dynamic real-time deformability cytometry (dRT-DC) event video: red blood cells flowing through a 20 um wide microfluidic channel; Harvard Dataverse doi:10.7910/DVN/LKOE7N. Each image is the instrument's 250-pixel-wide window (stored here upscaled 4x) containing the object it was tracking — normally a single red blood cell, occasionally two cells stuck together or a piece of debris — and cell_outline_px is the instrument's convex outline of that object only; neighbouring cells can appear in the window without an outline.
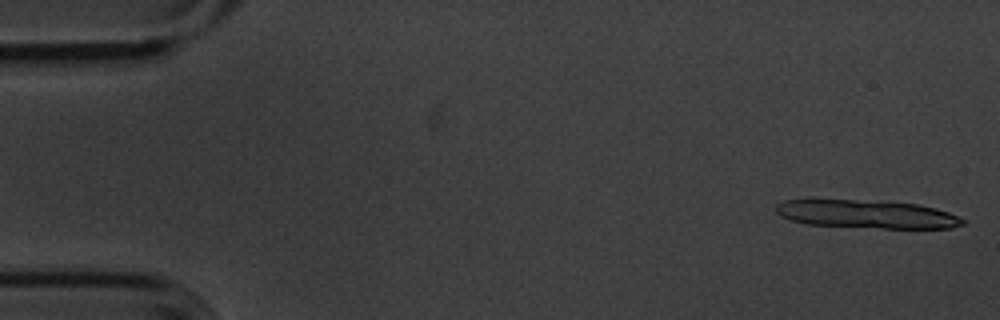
{"species": "common noctule bat (a hibernating species)", "species_latin": "Nyctalus noctula", "temperature_condition": "cold", "stored_images_in_passage": 9, "segment_of_instrument_passage": [1, 2], "camera_frame_rate_fps": 3000, "um_per_image_px": 0.085, "animal": {"sex": "male", "body_mass_g": 20.1, "forearm_length_mm": 53.5}, "frame": {"image": 1, "passage_image": 1, "time_ms": 0.0, "image_size_px": [1000, 320], "cell_outline_px": [[964, 224], [952, 228], [884, 228], [804, 224], [788, 220], [780, 216], [776, 212], [776, 204], [784, 200], [852, 200], [916, 204], [936, 208], [948, 212], [964, 220]], "centroid_in_image_um": [73.63, 18.21], "position_along_channel_um": 11.4, "area_um2": 30.4}}